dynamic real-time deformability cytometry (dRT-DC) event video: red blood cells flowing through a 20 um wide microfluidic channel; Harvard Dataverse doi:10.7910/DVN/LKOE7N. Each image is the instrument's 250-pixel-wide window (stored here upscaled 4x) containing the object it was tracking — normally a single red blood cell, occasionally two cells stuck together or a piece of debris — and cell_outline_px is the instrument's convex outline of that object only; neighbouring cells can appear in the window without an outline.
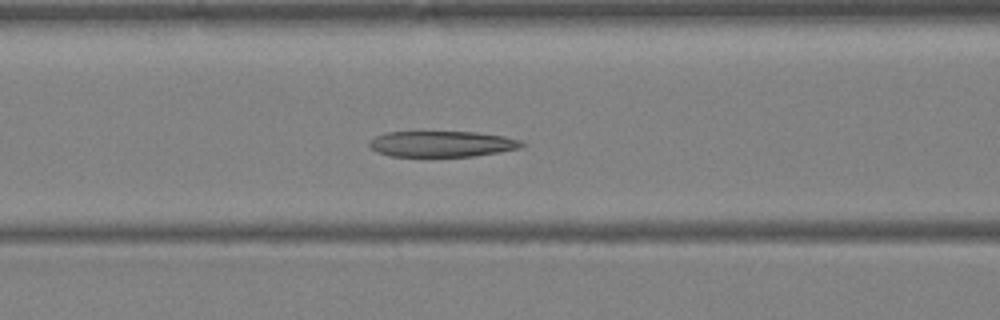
{"species": "Egyptian fruit bat (a non-hibernating species)", "species_latin": "Rousettus aegyptiacus", "temperature_condition": "warm", "stored_images_in_passage": 39, "camera_frame_rate_fps": 3000, "um_per_image_px": 0.085, "animal": {"sex": "female"}, "frame": {"image": 1, "passage_image": 16, "time_ms": 5.0, "image_size_px": [1000, 320], "cell_outline_px": [[524, 144], [520, 148], [500, 152], [472, 156], [388, 156], [376, 152], [368, 144], [368, 140], [384, 132], [476, 132], [504, 136], [520, 140]], "centroid_in_image_um": [37.52, 12.23], "position_along_channel_um": 129.1, "area_um2": 23.0}}
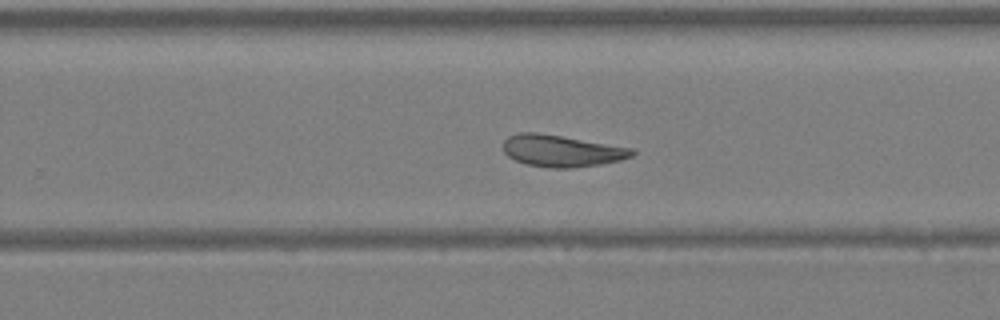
{"frame": {"image": 2, "passage_image": 25, "time_ms": 8.0, "image_size_px": [1000, 320], "cell_outline_px": [[636, 152], [632, 156], [620, 160], [600, 164], [572, 168], [552, 168], [524, 164], [508, 156], [504, 152], [504, 140], [508, 136], [520, 132], [536, 132], [636, 148]], "centroid_in_image_um": [47.76, 12.82], "position_along_channel_um": 282.0, "area_um2": 23.93}}
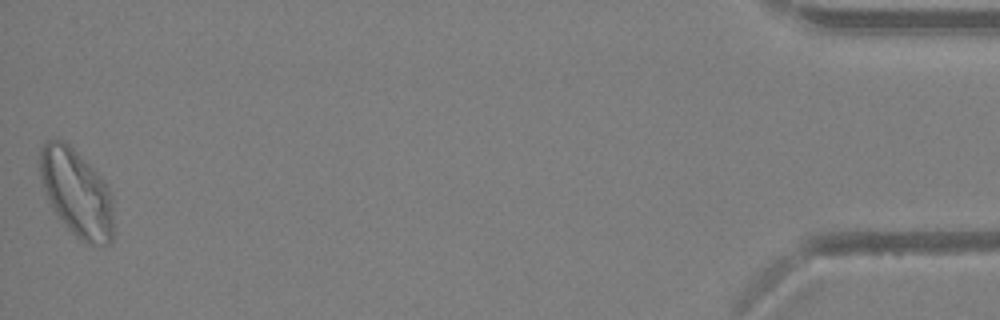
{"frame": {"image": 3, "passage_image": 39, "time_ms": 12.667, "image_size_px": [1000, 320], "cell_outline_px": [[112, 240], [108, 244], [88, 244], [80, 240], [68, 228], [52, 208], [44, 192], [40, 176], [40, 148], [48, 140], [64, 140], [100, 176], [108, 188], [112, 200]], "centroid_in_image_um": [6.49, 16.4], "position_along_channel_um": 428.7, "area_um2": 36.88}}